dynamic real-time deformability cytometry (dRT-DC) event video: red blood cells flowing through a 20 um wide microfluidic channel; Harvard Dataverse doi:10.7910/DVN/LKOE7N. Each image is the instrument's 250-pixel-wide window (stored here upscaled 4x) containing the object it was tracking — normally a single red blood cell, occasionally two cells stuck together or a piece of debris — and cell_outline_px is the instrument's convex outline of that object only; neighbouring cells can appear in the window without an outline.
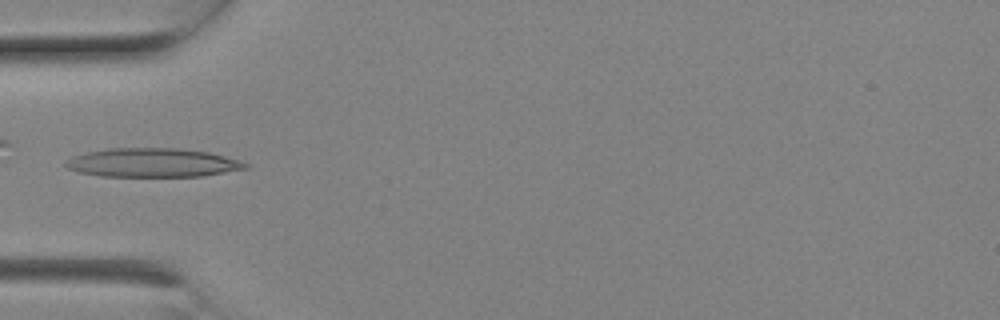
{"species": "Egyptian fruit bat (a non-hibernating species)", "species_latin": "Rousettus aegyptiacus", "temperature_condition": "room temperature", "stored_images_in_passage": 4, "camera_frame_rate_fps": 3000, "um_per_image_px": 0.085, "animal": {"sex": "female"}, "frame": {"image": 1, "passage_image": 2, "time_ms": 0.333, "image_size_px": [1000, 320], "cell_outline_px": [[252, 164], [248, 168], [200, 176], [100, 176], [80, 172], [68, 168], [64, 164], [64, 160], [72, 156], [88, 152], [108, 148], [180, 148], [208, 152], [240, 160]], "centroid_in_image_um": [12.97, 13.82], "position_along_channel_um": 72.0, "area_um2": 30.23}}
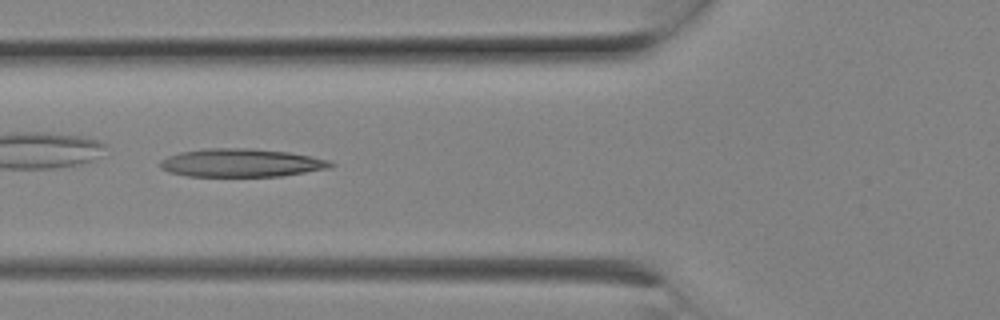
{"frame": {"image": 2, "passage_image": 3, "time_ms": 0.667, "image_size_px": [1000, 320], "cell_outline_px": [[336, 164], [328, 168], [280, 176], [188, 176], [168, 172], [160, 168], [160, 160], [168, 156], [180, 152], [208, 148], [248, 148], [288, 152], [328, 160]], "centroid_in_image_um": [20.45, 13.84], "position_along_channel_um": 105.3, "area_um2": 27.8}}